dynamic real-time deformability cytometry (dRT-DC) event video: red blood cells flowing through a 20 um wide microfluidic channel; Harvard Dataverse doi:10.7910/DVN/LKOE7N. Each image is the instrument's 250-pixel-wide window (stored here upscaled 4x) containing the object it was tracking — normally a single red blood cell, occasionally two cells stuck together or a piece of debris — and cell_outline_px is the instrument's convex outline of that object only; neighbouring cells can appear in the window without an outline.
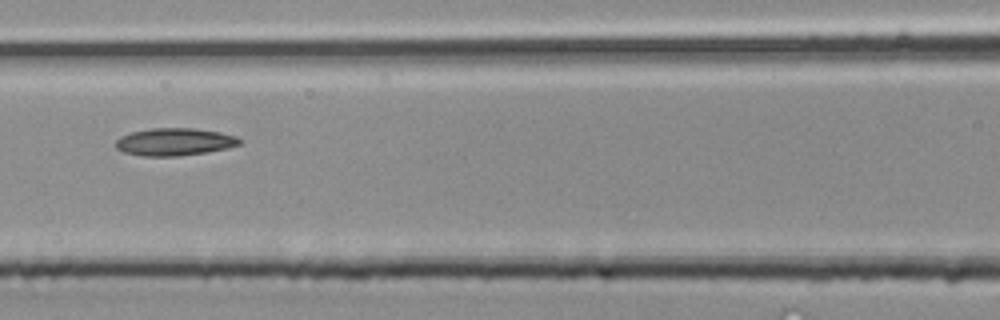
{"species": "common noctule bat (a hibernating species)", "species_latin": "Nyctalus noctula", "temperature_condition": "room temperature", "stored_images_in_passage": 6, "segment_of_instrument_passage": [1, 2], "camera_frame_rate_fps": 3000, "um_per_image_px": 0.085, "animal": {"sex": "male", "body_mass_g": 20.4}, "frame": {"image": 1, "passage_image": 5, "time_ms": 1.333, "image_size_px": [1000, 320], "cell_outline_px": [[244, 140], [240, 144], [228, 148], [208, 152], [176, 156], [140, 156], [124, 152], [116, 148], [116, 140], [120, 136], [132, 132], [152, 128], [196, 128], [220, 132], [236, 136]], "centroid_in_image_um": [14.86, 12.05], "position_along_channel_um": 151.7, "area_um2": 20.0}}